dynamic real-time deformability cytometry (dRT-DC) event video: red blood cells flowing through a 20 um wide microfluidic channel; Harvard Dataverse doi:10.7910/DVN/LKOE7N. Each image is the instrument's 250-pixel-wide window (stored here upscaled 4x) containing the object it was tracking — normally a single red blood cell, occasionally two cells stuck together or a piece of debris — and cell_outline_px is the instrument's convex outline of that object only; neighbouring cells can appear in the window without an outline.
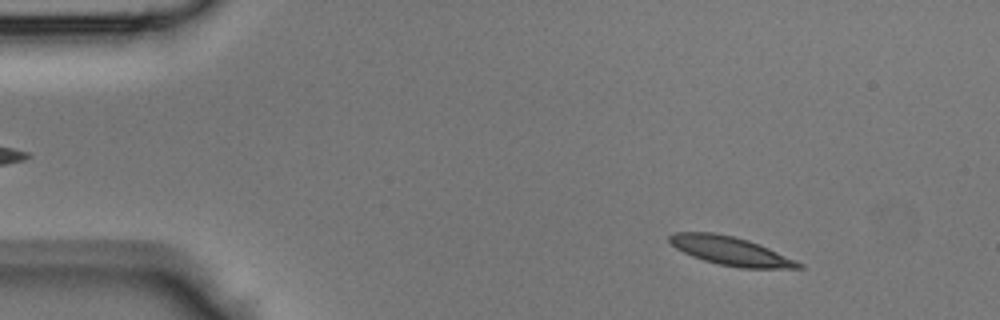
{"species": "Egyptian fruit bat (a non-hibernating species)", "species_latin": "Rousettus aegyptiacus", "temperature_condition": "room temperature", "stored_images_in_passage": 44, "camera_frame_rate_fps": 3000, "um_per_image_px": 0.085, "animal": {"sex": "male"}, "frame": {"image": 1, "passage_image": 6, "time_ms": 1.667, "image_size_px": [1000, 320], "cell_outline_px": [[804, 268], [740, 268], [720, 264], [704, 260], [692, 256], [676, 248], [668, 240], [668, 236], [676, 232], [712, 232], [732, 236], [748, 240], [768, 248], [796, 260], [804, 264]], "centroid_in_image_um": [62.1, 21.33], "position_along_channel_um": 22.9, "area_um2": 21.27}}
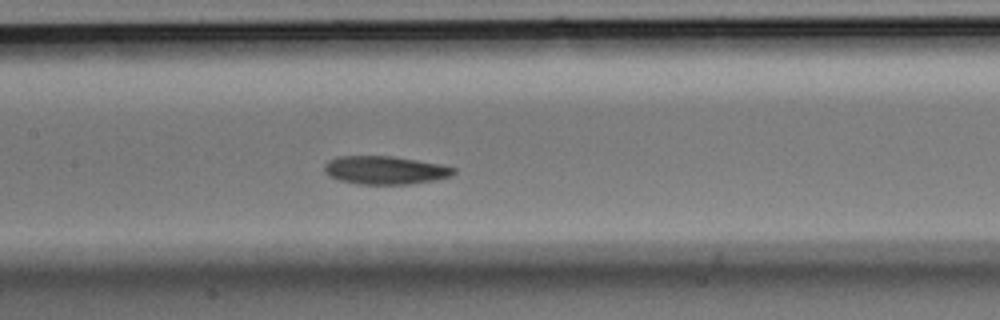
{"frame": {"image": 2, "passage_image": 21, "time_ms": 6.667, "image_size_px": [1000, 320], "cell_outline_px": [[456, 172], [448, 176], [436, 180], [408, 184], [360, 184], [340, 180], [328, 176], [324, 172], [324, 164], [328, 160], [336, 156], [392, 156], [440, 164], [456, 168]], "centroid_in_image_um": [32.69, 14.46], "position_along_channel_um": 174.7, "area_um2": 21.27}}
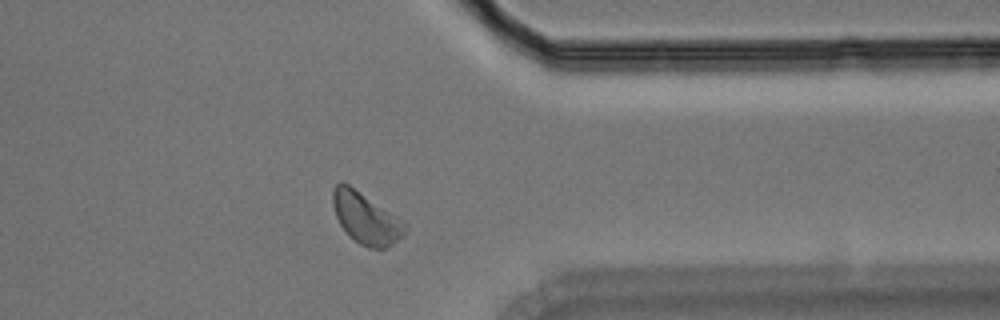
{"frame": {"image": 3, "passage_image": 35, "time_ms": 11.333, "image_size_px": [1000, 320], "cell_outline_px": [[408, 224], [404, 236], [392, 244], [384, 248], [368, 248], [360, 244], [340, 224], [336, 216], [332, 204], [332, 188], [340, 180], [348, 184], [404, 220]], "centroid_in_image_um": [31.12, 18.52], "position_along_channel_um": 380.3, "area_um2": 21.5}}